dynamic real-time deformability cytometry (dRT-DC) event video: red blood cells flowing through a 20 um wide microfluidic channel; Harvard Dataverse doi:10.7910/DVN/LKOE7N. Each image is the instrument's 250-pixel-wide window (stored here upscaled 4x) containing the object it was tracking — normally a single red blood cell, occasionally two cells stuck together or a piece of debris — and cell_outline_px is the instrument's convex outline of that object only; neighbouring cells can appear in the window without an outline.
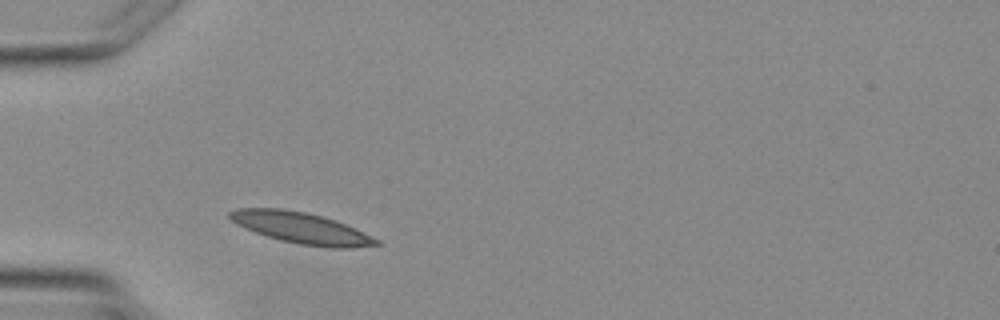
{"species": "Egyptian fruit bat (a non-hibernating species)", "species_latin": "Rousettus aegyptiacus", "temperature_condition": "warm", "stored_images_in_passage": 1, "camera_frame_rate_fps": 3000, "um_per_image_px": 0.085, "animal": {"sex": "female"}, "frame": {"image": 1, "passage_image": 1, "time_ms": 0.0, "image_size_px": [1000, 320], "cell_outline_px": [[384, 244], [352, 248], [328, 248], [300, 244], [280, 240], [244, 228], [236, 224], [228, 216], [228, 212], [236, 208], [284, 208], [304, 212], [336, 220], [380, 240]], "centroid_in_image_um": [25.61, 19.38], "position_along_channel_um": 59.4, "area_um2": 26.59}}